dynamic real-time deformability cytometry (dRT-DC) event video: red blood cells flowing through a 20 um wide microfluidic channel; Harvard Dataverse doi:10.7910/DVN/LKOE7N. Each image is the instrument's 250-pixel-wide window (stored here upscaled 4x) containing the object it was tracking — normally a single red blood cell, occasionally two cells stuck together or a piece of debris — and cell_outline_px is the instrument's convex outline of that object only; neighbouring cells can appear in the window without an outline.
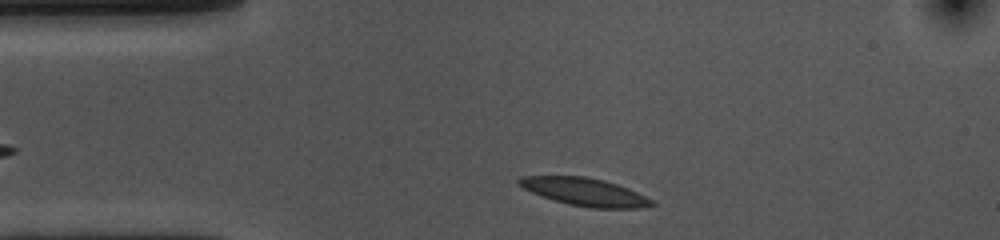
{"species": "common noctule bat (a hibernating species)", "species_latin": "Nyctalus noctula", "temperature_condition": "cold", "stored_images_in_passage": 34, "camera_frame_rate_fps": 3000, "um_per_image_px": 0.085, "animal": {"sex": "female", "body_mass_g": 10.0, "forearm_length_mm": 53.1}, "frame": {"image": 1, "passage_image": 2, "time_ms": 0.333, "image_size_px": [1000, 240], "cell_outline_px": [[656, 204], [648, 208], [592, 208], [568, 204], [532, 192], [516, 184], [516, 180], [520, 176], [584, 176], [604, 180], [628, 188], [652, 200]], "centroid_in_image_um": [49.71, 16.31], "position_along_channel_um": 35.3, "area_um2": 21.39}}
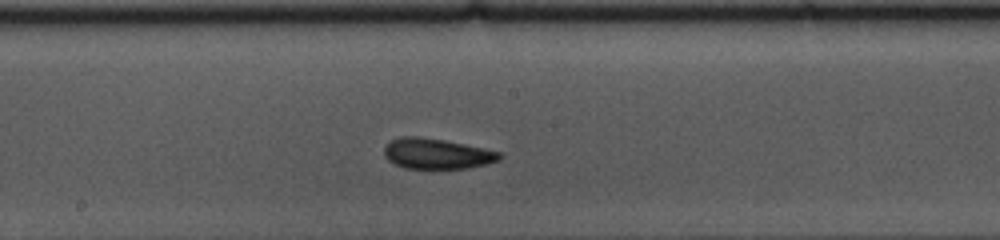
{"frame": {"image": 2, "passage_image": 19, "time_ms": 6.0, "image_size_px": [1000, 240], "cell_outline_px": [[500, 160], [468, 168], [404, 168], [388, 160], [384, 156], [384, 148], [392, 140], [400, 136], [416, 136], [444, 140], [464, 144], [500, 152]], "centroid_in_image_um": [37.09, 13.06], "position_along_channel_um": 211.1, "area_um2": 20.17}}
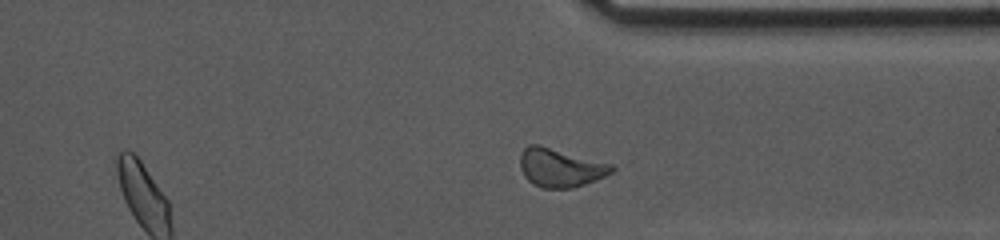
{"frame": {"image": 3, "passage_image": 32, "time_ms": 10.333, "image_size_px": [1000, 240], "cell_outline_px": [[616, 168], [612, 172], [604, 176], [584, 184], [572, 188], [540, 188], [532, 184], [524, 176], [520, 168], [520, 152], [528, 144], [540, 144], [612, 164]], "centroid_in_image_um": [47.59, 14.24], "position_along_channel_um": 363.8, "area_um2": 20.75}, "authors_computed_cell_mechanics": {"area_um2": 20.8369, "velocity_mm_per_s": 3.5485, "shape_relaxation_time_tau1_ms": 3.1776, "shape_relaxation_time_tau2_ms": 2.5969, "deformation_change_tau1": 0.0887, "deformation_change_tau2": 0.085}}